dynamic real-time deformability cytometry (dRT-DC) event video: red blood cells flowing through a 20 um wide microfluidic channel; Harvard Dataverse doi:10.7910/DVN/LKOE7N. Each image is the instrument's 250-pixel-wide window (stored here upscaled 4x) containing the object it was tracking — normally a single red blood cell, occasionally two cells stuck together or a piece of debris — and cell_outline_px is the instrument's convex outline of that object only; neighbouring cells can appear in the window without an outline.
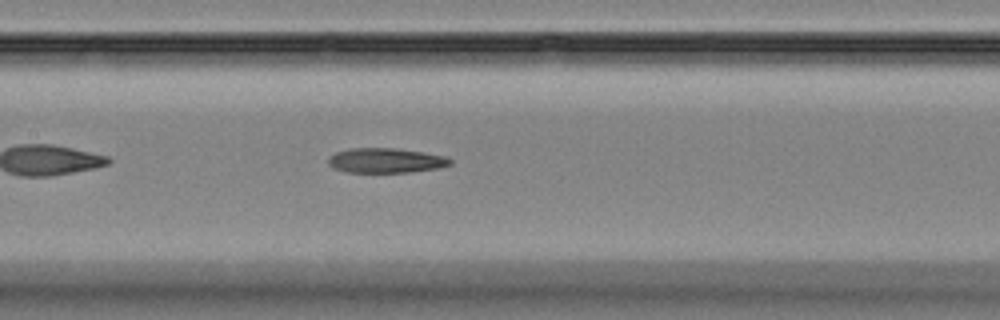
{"species": "Egyptian fruit bat (a non-hibernating species)", "species_latin": "Rousettus aegyptiacus", "temperature_condition": "room temperature", "stored_images_in_passage": 42, "camera_frame_rate_fps": 3000, "um_per_image_px": 0.085, "animal": {"sex": "female"}, "frame": {"image": 1, "passage_image": 12, "time_ms": 3.667, "image_size_px": [1000, 320], "cell_outline_px": [[452, 164], [440, 168], [412, 172], [344, 172], [332, 168], [328, 164], [328, 160], [336, 152], [352, 148], [396, 148], [424, 152], [448, 156], [452, 160]], "centroid_in_image_um": [32.84, 13.64], "position_along_channel_um": 174.6, "area_um2": 17.8}}
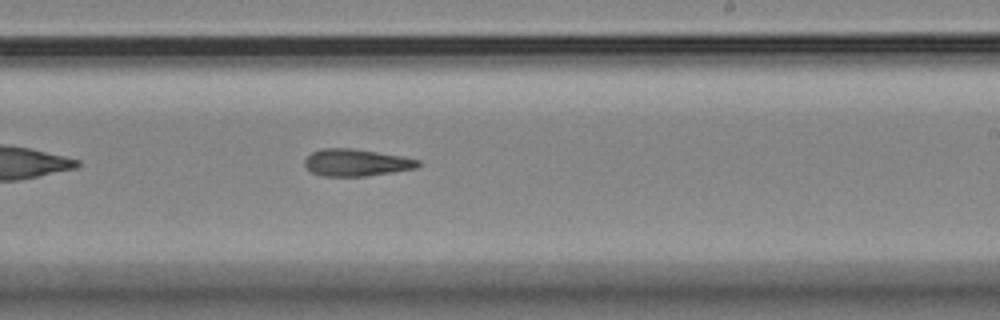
{"frame": {"image": 2, "passage_image": 19, "time_ms": 6.0, "image_size_px": [1000, 320], "cell_outline_px": [[420, 164], [416, 168], [392, 172], [364, 176], [320, 176], [312, 172], [304, 164], [304, 160], [312, 152], [320, 148], [352, 148], [400, 156], [420, 160]], "centroid_in_image_um": [30.25, 13.82], "position_along_channel_um": 258.8, "area_um2": 17.74}}
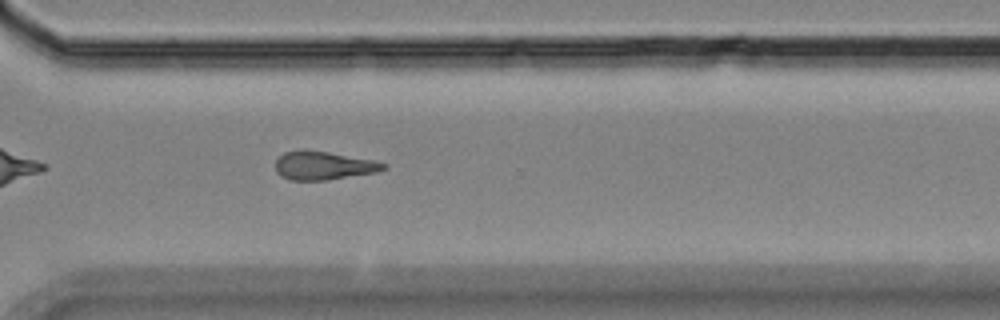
{"frame": {"image": 3, "passage_image": 26, "time_ms": 8.333, "image_size_px": [1000, 320], "cell_outline_px": [[388, 168], [376, 172], [328, 180], [288, 180], [280, 176], [276, 172], [276, 160], [284, 152], [300, 148], [304, 148], [328, 152], [372, 160], [388, 164]], "centroid_in_image_um": [27.46, 14.06], "position_along_channel_um": 343.1, "area_um2": 18.15}}